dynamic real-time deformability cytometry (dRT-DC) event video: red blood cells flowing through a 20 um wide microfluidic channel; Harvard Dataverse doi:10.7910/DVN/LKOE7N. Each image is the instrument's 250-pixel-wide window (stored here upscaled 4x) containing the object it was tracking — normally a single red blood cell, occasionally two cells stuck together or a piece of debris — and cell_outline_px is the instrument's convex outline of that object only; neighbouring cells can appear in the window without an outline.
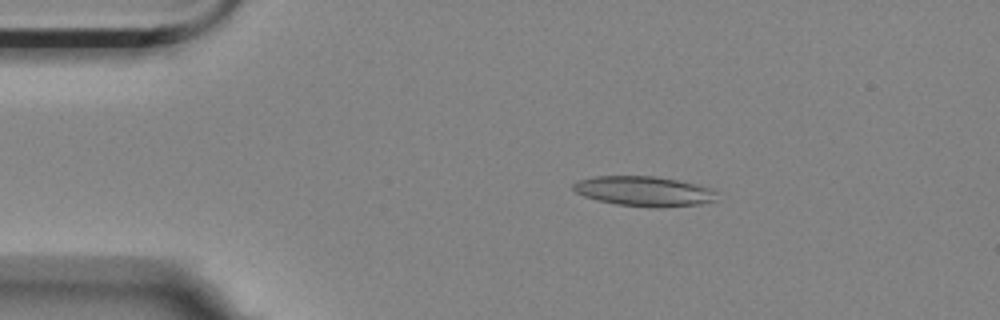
{"species": "Egyptian fruit bat (a non-hibernating species)", "species_latin": "Rousettus aegyptiacus", "temperature_condition": "room temperature", "stored_images_in_passage": 57, "camera_frame_rate_fps": 3000, "um_per_image_px": 0.085, "animal": {"sex": "female"}, "frame": {"image": 1, "passage_image": 10, "time_ms": 3.0, "image_size_px": [1000, 320], "cell_outline_px": [[716, 200], [700, 204], [660, 208], [652, 208], [616, 204], [596, 200], [584, 196], [576, 192], [572, 188], [572, 184], [576, 180], [596, 176], [652, 176], [676, 180], [696, 184], [712, 188], [716, 192]], "centroid_in_image_um": [54.72, 16.26], "position_along_channel_um": 30.3, "area_um2": 25.2}}
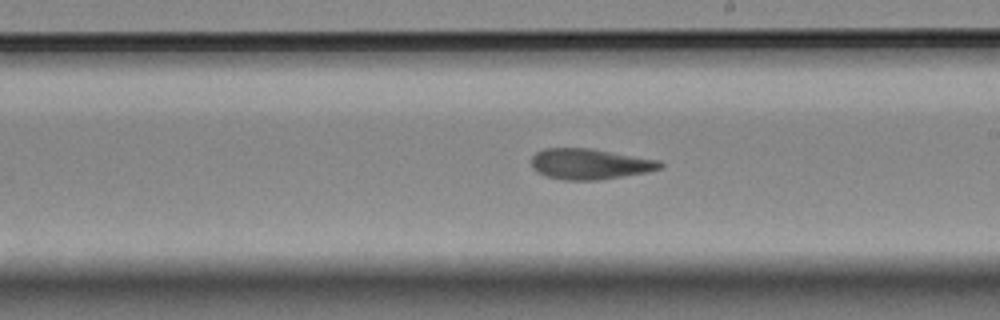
{"frame": {"image": 2, "passage_image": 32, "time_ms": 10.333, "image_size_px": [1000, 320], "cell_outline_px": [[664, 164], [660, 168], [648, 172], [596, 180], [564, 180], [544, 176], [536, 172], [532, 168], [532, 156], [536, 152], [544, 148], [592, 148], [660, 160]], "centroid_in_image_um": [50.11, 13.93], "position_along_channel_um": 238.9, "area_um2": 23.18}}
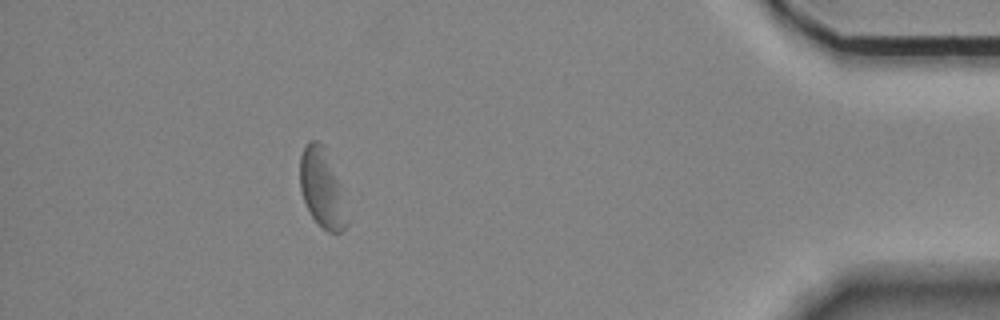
{"frame": {"image": 3, "passage_image": 51, "time_ms": 16.667, "image_size_px": [1000, 320], "cell_outline_px": [[348, 224], [340, 232], [328, 232], [312, 216], [304, 200], [300, 188], [300, 156], [304, 144], [308, 140], [320, 140], [328, 148], [340, 184], [348, 220]], "centroid_in_image_um": [27.37, 15.89], "position_along_channel_um": 407.8, "area_um2": 21.85}, "authors_computed_cell_mechanics": {"area_um2": 23.409, "velocity_mm_per_s": 3.48, "shape_relaxation_time_tau1_ms": null, "shape_relaxation_time_tau2_ms": 4.56, "deformation_change_tau1": null, "deformation_change_tau2": 0.1172}}